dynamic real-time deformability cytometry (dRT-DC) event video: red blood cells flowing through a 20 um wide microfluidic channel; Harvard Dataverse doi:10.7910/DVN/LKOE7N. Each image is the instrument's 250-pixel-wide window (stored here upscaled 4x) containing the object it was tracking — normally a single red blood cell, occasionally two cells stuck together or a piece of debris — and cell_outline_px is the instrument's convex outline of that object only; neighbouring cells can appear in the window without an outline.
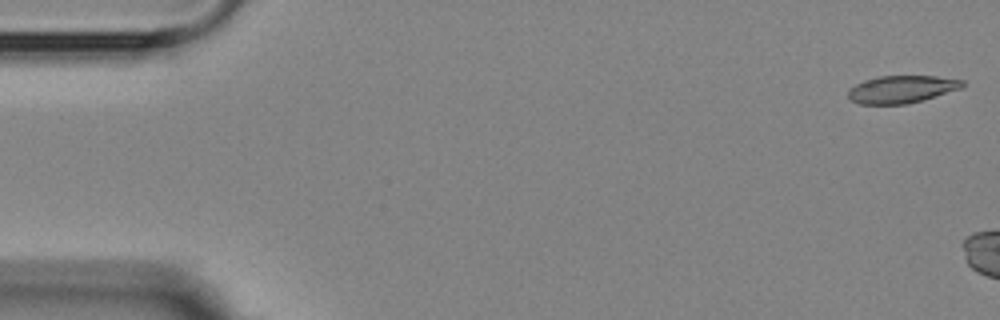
{"species": "Egyptian fruit bat (a non-hibernating species)", "species_latin": "Rousettus aegyptiacus", "temperature_condition": "room temperature", "stored_images_in_passage": 5, "camera_frame_rate_fps": 3000, "um_per_image_px": 0.085, "animal": {"sex": "female"}, "frame": {"image": 1, "passage_image": 1, "time_ms": 0.0, "image_size_px": [1000, 320], "cell_outline_px": [[964, 84], [960, 88], [908, 104], [860, 104], [848, 100], [848, 92], [856, 84], [864, 80], [880, 76], [936, 76], [964, 80]], "centroid_in_image_um": [76.6, 7.59], "position_along_channel_um": 8.4, "area_um2": 18.09}}